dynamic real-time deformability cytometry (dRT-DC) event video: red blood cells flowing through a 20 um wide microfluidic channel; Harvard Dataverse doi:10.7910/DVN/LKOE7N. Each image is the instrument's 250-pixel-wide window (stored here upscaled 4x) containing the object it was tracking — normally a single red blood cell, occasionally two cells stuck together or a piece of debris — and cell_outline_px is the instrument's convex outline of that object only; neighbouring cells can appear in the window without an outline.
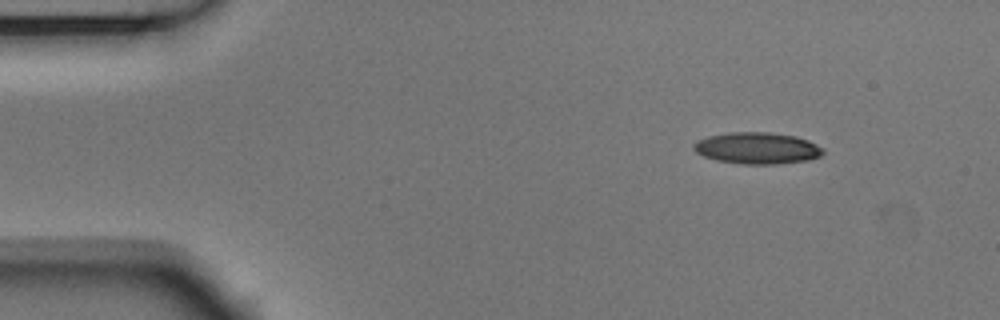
{"species": "Egyptian fruit bat (a non-hibernating species)", "species_latin": "Rousettus aegyptiacus", "temperature_condition": "room temperature", "stored_images_in_passage": 10, "camera_frame_rate_fps": 3000, "um_per_image_px": 0.085, "animal": {"sex": "male"}, "frame": {"image": 1, "passage_image": 1, "time_ms": 0.0, "image_size_px": [1000, 320], "cell_outline_px": [[824, 152], [820, 156], [808, 160], [776, 164], [744, 164], [716, 160], [704, 156], [696, 152], [692, 148], [692, 144], [696, 140], [708, 136], [728, 132], [768, 132], [796, 136], [808, 140], [824, 148]], "centroid_in_image_um": [64.34, 12.58], "position_along_channel_um": 20.7, "area_um2": 23.93}}
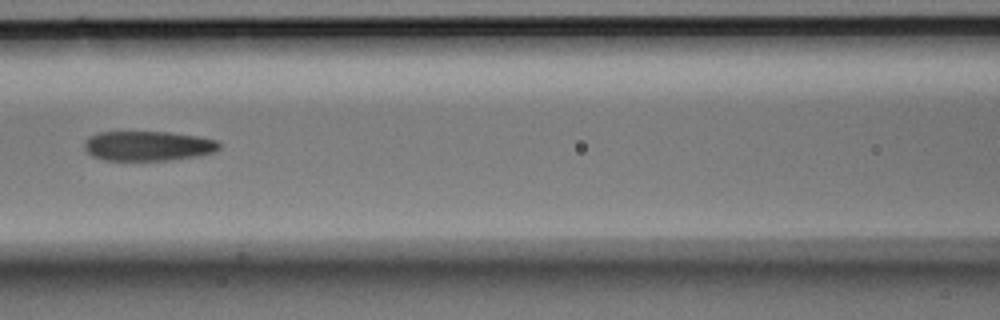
{"frame": {"image": 2, "passage_image": 6, "time_ms": 1.667, "image_size_px": [1000, 320], "cell_outline_px": [[220, 148], [212, 152], [200, 156], [172, 160], [104, 160], [92, 156], [84, 148], [84, 140], [88, 136], [96, 132], [168, 132], [196, 136], [216, 140], [220, 144]], "centroid_in_image_um": [12.54, 12.4], "position_along_channel_um": 154.1, "area_um2": 23.52}}
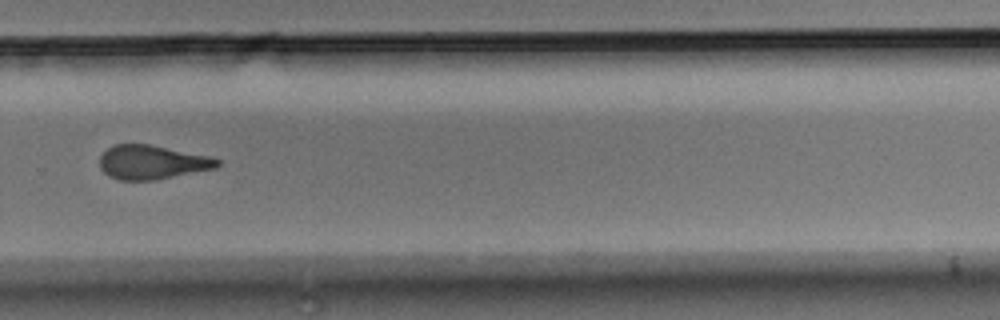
{"frame": {"image": 3, "passage_image": 10, "time_ms": 3.0, "image_size_px": [1000, 320], "cell_outline_px": [[220, 164], [216, 168], [156, 180], [120, 180], [108, 176], [100, 168], [100, 156], [108, 148], [116, 144], [148, 144], [208, 156], [220, 160]], "centroid_in_image_um": [12.91, 13.8], "position_along_channel_um": 316.9, "area_um2": 23.18}}